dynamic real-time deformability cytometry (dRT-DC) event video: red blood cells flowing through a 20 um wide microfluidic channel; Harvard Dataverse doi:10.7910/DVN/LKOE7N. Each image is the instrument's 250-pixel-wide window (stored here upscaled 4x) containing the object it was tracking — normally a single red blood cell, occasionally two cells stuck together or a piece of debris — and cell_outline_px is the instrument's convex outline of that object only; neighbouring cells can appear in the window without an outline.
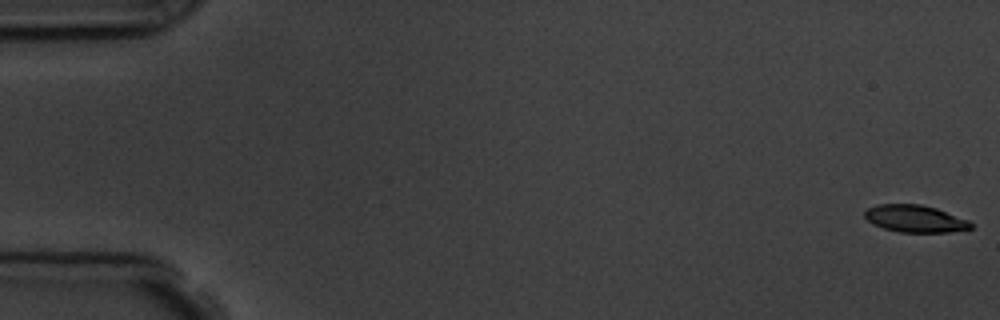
{"species": "common noctule bat (a hibernating species)", "species_latin": "Nyctalus noctula", "temperature_condition": "room temperature", "stored_images_in_passage": 8, "camera_frame_rate_fps": 3000, "um_per_image_px": 0.085, "animal": {"sex": "male", "body_mass_g": 19.5, "forearm_length_mm": 54.6}, "frame": {"image": 1, "passage_image": 1, "time_ms": 0.0, "image_size_px": [1000, 320], "cell_outline_px": [[972, 228], [948, 232], [900, 232], [884, 228], [872, 224], [864, 216], [864, 212], [868, 208], [876, 204], [920, 204], [936, 208], [968, 220], [972, 224]], "centroid_in_image_um": [77.75, 18.58], "position_along_channel_um": 7.2, "area_um2": 16.7}}